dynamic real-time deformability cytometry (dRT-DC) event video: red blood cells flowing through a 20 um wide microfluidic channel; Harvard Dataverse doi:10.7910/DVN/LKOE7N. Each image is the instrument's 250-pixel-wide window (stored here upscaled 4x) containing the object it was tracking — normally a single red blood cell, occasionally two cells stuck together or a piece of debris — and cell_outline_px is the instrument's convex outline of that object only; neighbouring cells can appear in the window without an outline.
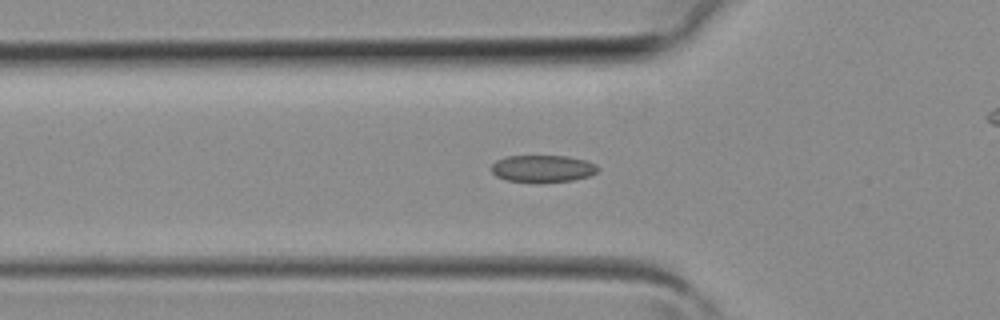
{"species": "common noctule bat (a hibernating species)", "species_latin": "Nyctalus noctula", "temperature_condition": "room temperature", "stored_images_in_passage": 30, "camera_frame_rate_fps": 3000, "um_per_image_px": 0.085, "animal": {"sex": "female", "body_mass_g": 19.3, "forearm_length_mm": 54.1}, "frame": {"image": 1, "passage_image": 2, "time_ms": 0.333, "image_size_px": [1000, 320], "cell_outline_px": [[600, 168], [596, 172], [588, 176], [572, 180], [504, 180], [496, 176], [492, 172], [492, 164], [496, 160], [508, 156], [568, 156], [588, 160], [596, 164]], "centroid_in_image_um": [46.15, 14.29], "position_along_channel_um": 79.6, "area_um2": 16.3}}
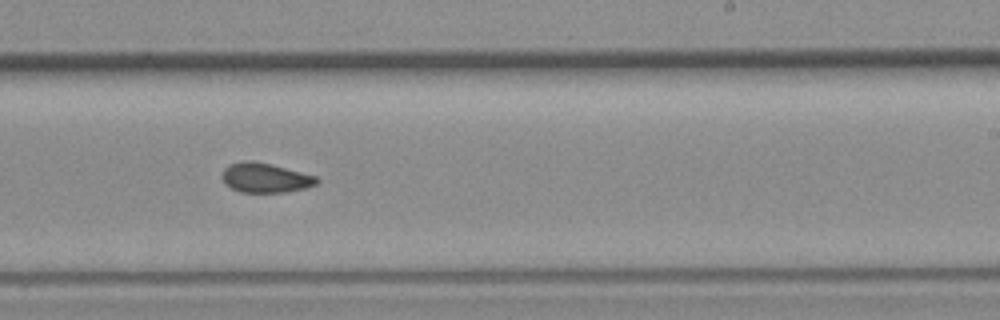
{"frame": {"image": 2, "passage_image": 13, "time_ms": 4.0, "image_size_px": [1000, 320], "cell_outline_px": [[320, 180], [316, 184], [304, 188], [284, 192], [240, 192], [224, 184], [220, 176], [224, 168], [228, 164], [244, 160], [252, 160], [272, 164], [316, 176]], "centroid_in_image_um": [22.49, 15.1], "position_along_channel_um": 266.5, "area_um2": 16.47}}
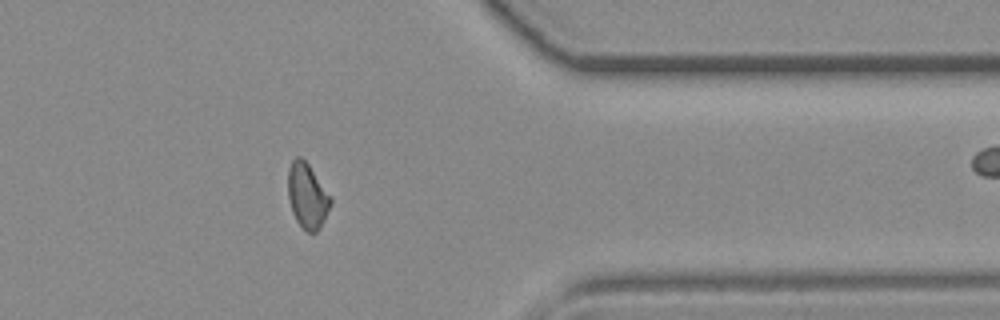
{"frame": {"image": 3, "passage_image": 21, "time_ms": 6.667, "image_size_px": [1000, 320], "cell_outline_px": [[332, 204], [320, 228], [316, 232], [308, 232], [296, 220], [292, 212], [288, 196], [288, 168], [292, 160], [296, 156], [300, 156], [308, 164], [332, 196]], "centroid_in_image_um": [26.13, 16.63], "position_along_channel_um": 385.3, "area_um2": 16.24}}